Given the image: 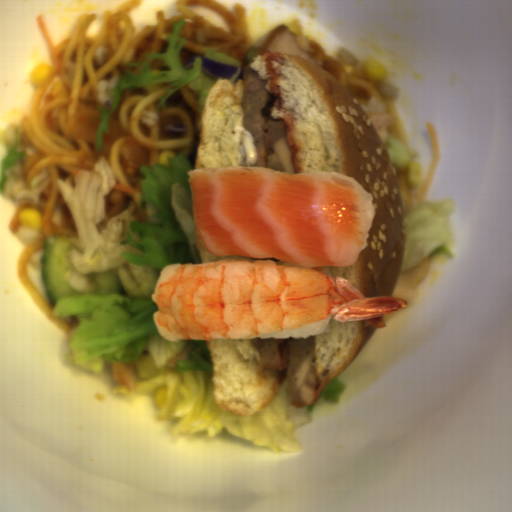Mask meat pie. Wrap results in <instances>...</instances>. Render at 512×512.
<instances>
[{"mask_svg": "<svg viewBox=\"0 0 512 512\" xmlns=\"http://www.w3.org/2000/svg\"><path fill=\"white\" fill-rule=\"evenodd\" d=\"M242 127L252 136L256 166L295 173L286 125L272 117L274 98L266 79L251 63L245 68L240 92Z\"/></svg>", "mask_w": 512, "mask_h": 512, "instance_id": "b5893723", "label": "meat pie"}, {"mask_svg": "<svg viewBox=\"0 0 512 512\" xmlns=\"http://www.w3.org/2000/svg\"><path fill=\"white\" fill-rule=\"evenodd\" d=\"M258 351L257 372L270 371L278 384L287 383L293 408L306 409L320 397L316 378V335L300 339H250Z\"/></svg>", "mask_w": 512, "mask_h": 512, "instance_id": "c0bc52ac", "label": "meat pie"}]
</instances>
